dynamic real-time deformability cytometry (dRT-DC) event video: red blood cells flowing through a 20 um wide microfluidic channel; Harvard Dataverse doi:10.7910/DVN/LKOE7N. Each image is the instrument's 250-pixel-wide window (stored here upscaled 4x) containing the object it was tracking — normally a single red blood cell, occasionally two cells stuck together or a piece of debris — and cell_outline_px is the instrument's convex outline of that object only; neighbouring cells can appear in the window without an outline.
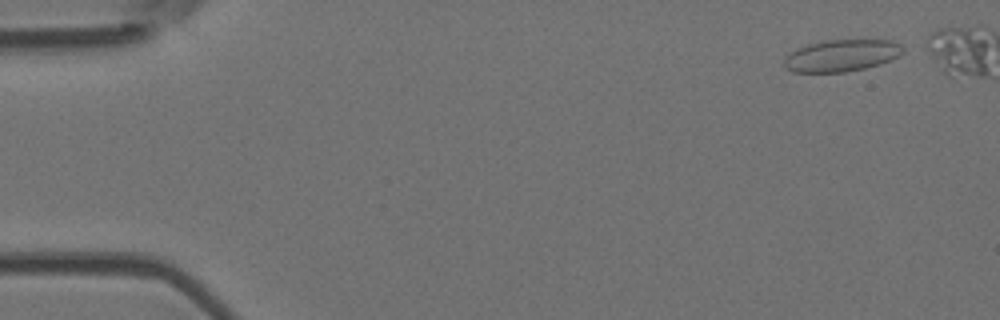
{"species": "Egyptian fruit bat (a non-hibernating species)", "species_latin": "Rousettus aegyptiacus", "temperature_condition": "room temperature", "stored_images_in_passage": 8, "camera_frame_rate_fps": 3000, "um_per_image_px": 0.085, "animal": {"sex": "female"}, "frame": {"image": 1, "passage_image": 1, "time_ms": 0.0, "image_size_px": [1000, 320], "cell_outline_px": [[904, 52], [880, 64], [864, 68], [844, 72], [792, 72], [784, 68], [784, 56], [796, 48], [808, 44], [824, 40], [892, 40], [900, 44], [904, 48]], "centroid_in_image_um": [71.48, 4.72], "position_along_channel_um": 13.5, "area_um2": 22.14}}